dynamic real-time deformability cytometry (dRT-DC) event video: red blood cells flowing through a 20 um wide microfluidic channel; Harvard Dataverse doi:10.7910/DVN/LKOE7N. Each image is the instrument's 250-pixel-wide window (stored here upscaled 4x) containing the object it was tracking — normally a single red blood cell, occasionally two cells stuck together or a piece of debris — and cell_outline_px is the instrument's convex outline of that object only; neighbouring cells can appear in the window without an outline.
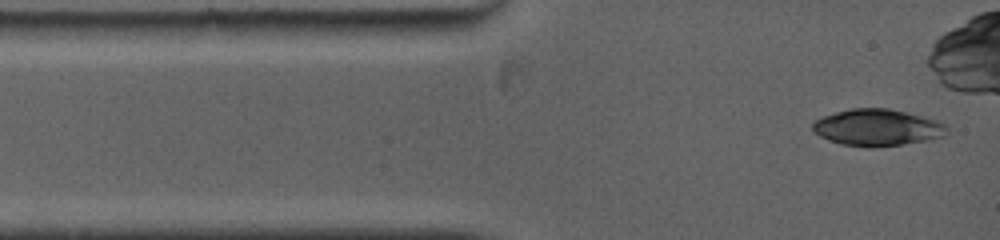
{"species": "common noctule bat (a hibernating species)", "species_latin": "Nyctalus noctula", "temperature_condition": "warm", "stored_images_in_passage": 5, "camera_frame_rate_fps": 5000, "um_per_image_px": 0.085, "animal": {"sex": "female", "body_mass_g": 19.0, "forearm_length_mm": 53.3}, "frame": {"image": 1, "passage_image": 1, "time_ms": 0.0, "image_size_px": [1000, 240], "cell_outline_px": [[948, 132], [944, 136], [928, 140], [904, 144], [868, 148], [840, 144], [828, 140], [820, 136], [812, 128], [812, 124], [816, 120], [824, 116], [836, 112], [852, 108], [888, 108], [936, 120], [948, 124]], "centroid_in_image_um": [74.59, 10.85], "position_along_channel_um": 10.4, "area_um2": 28.73}}